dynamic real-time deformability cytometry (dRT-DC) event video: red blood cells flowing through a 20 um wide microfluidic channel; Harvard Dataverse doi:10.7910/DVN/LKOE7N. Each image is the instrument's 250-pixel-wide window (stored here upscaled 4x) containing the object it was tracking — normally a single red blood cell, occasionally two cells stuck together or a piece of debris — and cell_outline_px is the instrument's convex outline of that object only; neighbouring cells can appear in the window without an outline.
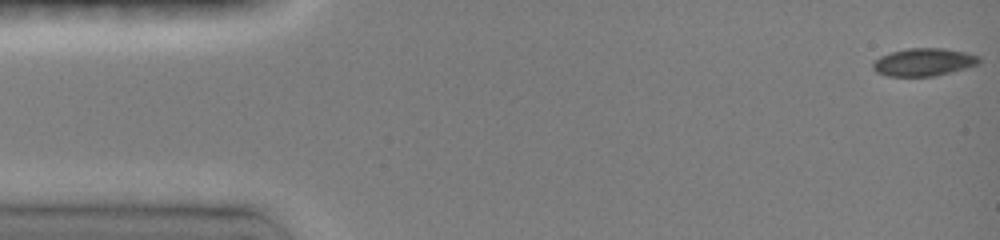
{"species": "common noctule bat (a hibernating species)", "species_latin": "Nyctalus noctula", "temperature_condition": "room temperature", "stored_images_in_passage": 20, "camera_frame_rate_fps": 3000, "um_per_image_px": 0.085, "animal": {"sex": "female", "body_mass_g": 19.0, "forearm_length_mm": 51.5}, "frame": {"image": 1, "passage_image": 1, "time_ms": 0.0, "image_size_px": [1000, 240], "cell_outline_px": [[980, 64], [936, 76], [888, 76], [876, 72], [872, 68], [872, 64], [880, 56], [892, 52], [908, 48], [944, 48], [964, 52], [980, 56]], "centroid_in_image_um": [78.53, 5.28], "position_along_channel_um": 6.5, "area_um2": 17.17}}
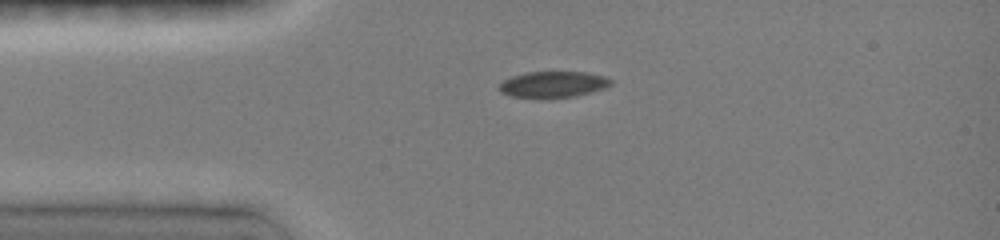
{"frame": {"image": 2, "passage_image": 13, "time_ms": 3.333, "image_size_px": [1000, 240], "cell_outline_px": [[612, 84], [604, 88], [592, 92], [576, 96], [512, 96], [500, 92], [500, 84], [504, 80], [512, 76], [524, 72], [588, 72], [608, 76], [612, 80]], "centroid_in_image_um": [47.09, 7.13], "position_along_channel_um": 37.9, "area_um2": 16.65}}
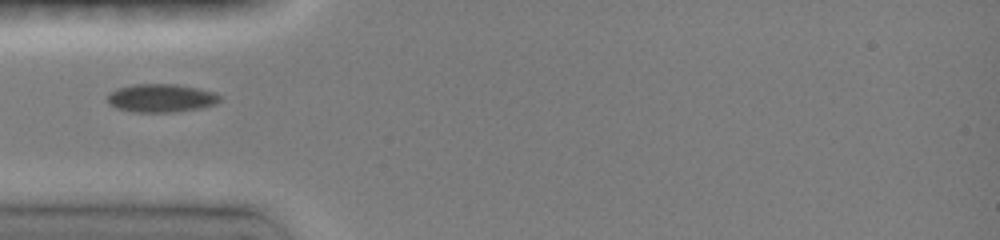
{"frame": {"image": 3, "passage_image": 18, "time_ms": 4.667, "image_size_px": [1000, 240], "cell_outline_px": [[220, 100], [216, 104], [200, 108], [172, 112], [132, 112], [116, 108], [108, 104], [108, 96], [116, 88], [136, 84], [176, 84], [196, 88], [212, 92], [220, 96]], "centroid_in_image_um": [13.67, 8.34], "position_along_channel_um": 71.3, "area_um2": 18.38}}